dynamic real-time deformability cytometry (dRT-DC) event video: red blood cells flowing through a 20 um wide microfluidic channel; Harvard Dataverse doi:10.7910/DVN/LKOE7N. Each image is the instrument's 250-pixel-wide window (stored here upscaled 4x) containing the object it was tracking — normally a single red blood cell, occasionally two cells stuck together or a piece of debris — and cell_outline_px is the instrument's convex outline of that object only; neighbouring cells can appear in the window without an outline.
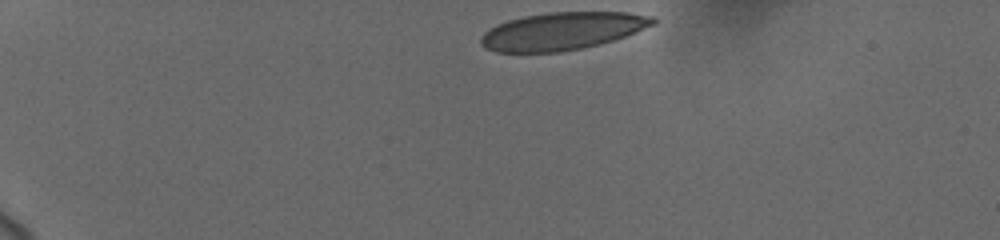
{"species": "human", "species_latin": "Homo sapiens", "temperature_condition": "cold", "stored_images_in_passage": 13, "camera_frame_rate_fps": 3000, "um_per_image_px": 0.085, "donor": {"sex": "female"}, "frame": {"image": 1, "passage_image": 1, "time_ms": 0.0, "image_size_px": [1000, 240], "cell_outline_px": [[656, 24], [624, 36], [600, 44], [560, 52], [496, 52], [484, 48], [480, 44], [480, 36], [488, 28], [496, 24], [508, 20], [524, 16], [548, 12], [628, 12], [652, 16], [656, 20]], "centroid_in_image_um": [47.75, 2.64], "position_along_channel_um": 37.3, "area_um2": 37.8}}
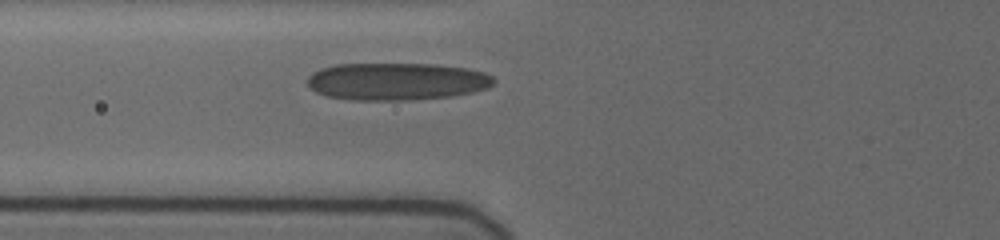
{"frame": {"image": 2, "passage_image": 8, "time_ms": 3.667, "image_size_px": [1000, 240], "cell_outline_px": [[496, 80], [488, 88], [472, 92], [452, 96], [408, 100], [356, 100], [328, 96], [316, 92], [308, 84], [308, 76], [312, 72], [320, 68], [336, 64], [436, 64], [468, 68], [484, 72], [492, 76]], "centroid_in_image_um": [33.73, 6.91], "position_along_channel_um": 92.1, "area_um2": 40.69}}
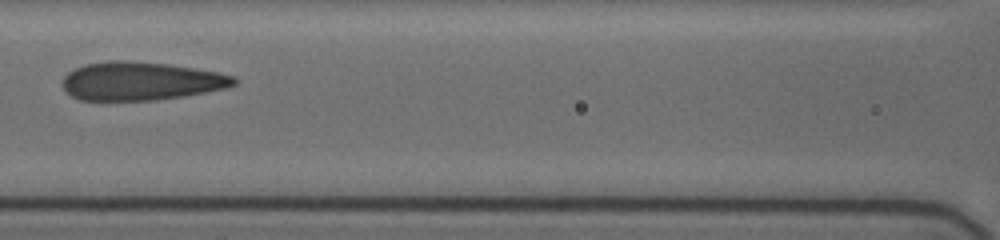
{"frame": {"image": 3, "passage_image": 11, "time_ms": 5.333, "image_size_px": [1000, 240], "cell_outline_px": [[240, 80], [236, 84], [228, 88], [184, 96], [156, 100], [80, 100], [64, 92], [60, 84], [60, 80], [68, 72], [84, 64], [108, 60], [128, 60], [168, 64], [196, 68], [220, 72], [236, 76]], "centroid_in_image_um": [11.98, 6.89], "position_along_channel_um": 154.6, "area_um2": 39.07}}